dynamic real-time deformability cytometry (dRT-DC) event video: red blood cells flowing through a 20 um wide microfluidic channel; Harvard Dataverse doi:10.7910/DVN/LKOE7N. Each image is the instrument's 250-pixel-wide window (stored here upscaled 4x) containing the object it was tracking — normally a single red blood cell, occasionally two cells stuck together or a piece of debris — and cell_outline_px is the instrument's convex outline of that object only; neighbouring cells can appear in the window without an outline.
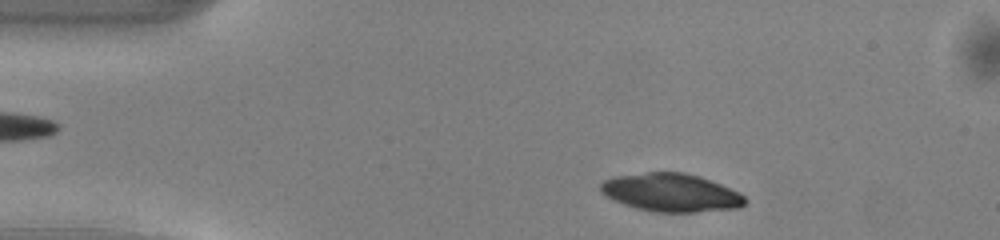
{"species": "common noctule bat (a hibernating species)", "species_latin": "Nyctalus noctula", "temperature_condition": "warm", "stored_images_in_passage": 43, "camera_frame_rate_fps": 3000, "um_per_image_px": 0.085, "animal": {"sex": "male", "body_mass_g": 13.0, "forearm_length_mm": 53.1}, "frame": {"image": 1, "passage_image": 2, "time_ms": 0.333, "image_size_px": [1000, 240], "cell_outline_px": [[748, 200], [740, 208], [696, 212], [656, 212], [636, 208], [624, 204], [600, 192], [600, 184], [604, 180], [612, 176], [648, 172], [684, 172], [700, 176], [740, 192]], "centroid_in_image_um": [57.06, 16.36], "position_along_channel_um": 27.9, "area_um2": 32.19}}